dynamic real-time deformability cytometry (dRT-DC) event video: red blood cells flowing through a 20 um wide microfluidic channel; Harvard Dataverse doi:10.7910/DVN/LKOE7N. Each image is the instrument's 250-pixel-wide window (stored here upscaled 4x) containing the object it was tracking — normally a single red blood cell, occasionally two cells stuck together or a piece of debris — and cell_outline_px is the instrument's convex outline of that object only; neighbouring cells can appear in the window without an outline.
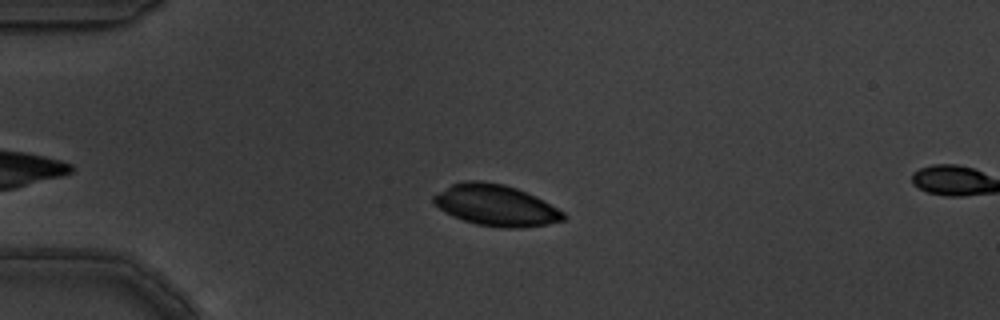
{"species": "common noctule bat (a hibernating species)", "species_latin": "Nyctalus noctula", "temperature_condition": "warm", "stored_images_in_passage": 3, "camera_frame_rate_fps": 3000, "um_per_image_px": 0.085, "animal": {"sex": "male", "body_mass_g": 19.5, "forearm_length_mm": 54.6}, "frame": {"image": 1, "passage_image": 2, "time_ms": 0.333, "image_size_px": [1000, 320], "cell_outline_px": [[568, 216], [564, 220], [548, 224], [520, 228], [504, 228], [476, 224], [452, 216], [444, 212], [432, 200], [432, 196], [452, 184], [464, 180], [480, 180], [504, 184], [516, 188], [536, 196], [544, 200], [564, 212]], "centroid_in_image_um": [42.16, 17.45], "position_along_channel_um": 42.8, "area_um2": 31.27}}